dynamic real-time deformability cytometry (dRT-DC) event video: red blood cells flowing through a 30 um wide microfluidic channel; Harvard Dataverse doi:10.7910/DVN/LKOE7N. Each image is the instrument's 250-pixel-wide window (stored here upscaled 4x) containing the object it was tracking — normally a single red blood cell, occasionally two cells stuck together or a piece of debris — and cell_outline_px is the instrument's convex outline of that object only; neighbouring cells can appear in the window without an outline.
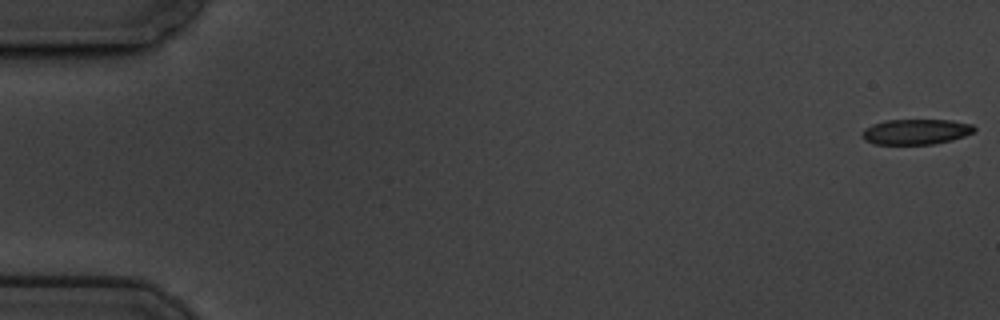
{"species": "common noctule bat (a hibernating species)", "species_latin": "Nyctalus noctula", "temperature_condition": "cold", "stored_images_in_passage": 60, "camera_frame_rate_fps": 3000, "um_per_image_px": 0.085, "animal": {"sex": "male", "body_mass_g": 19.5, "forearm_length_mm": 54.6}, "frame": {"image": 1, "passage_image": 1, "time_ms": 0.0, "image_size_px": [1000, 320], "cell_outline_px": [[976, 128], [972, 132], [964, 136], [952, 140], [932, 144], [872, 144], [864, 140], [860, 136], [860, 132], [864, 128], [872, 124], [884, 120], [948, 120], [972, 124]], "centroid_in_image_um": [77.78, 11.2], "position_along_channel_um": 7.2, "area_um2": 16.7}}
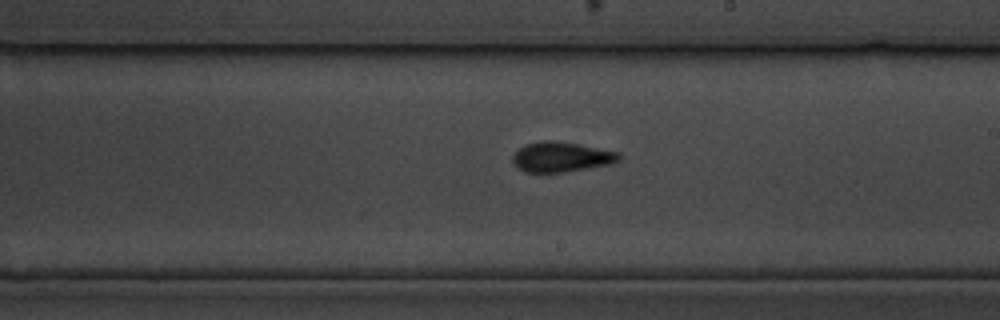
{"frame": {"image": 2, "passage_image": 35, "time_ms": 11.333, "image_size_px": [1000, 320], "cell_outline_px": [[620, 160], [612, 164], [564, 172], [524, 172], [512, 160], [512, 156], [524, 144], [540, 140], [552, 140], [576, 144], [620, 152]], "centroid_in_image_um": [47.72, 13.33], "position_along_channel_um": 241.3, "area_um2": 18.5}}
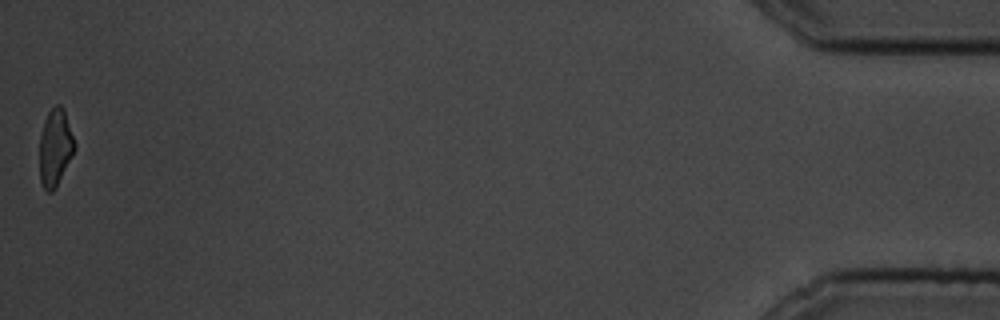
{"frame": {"image": 3, "passage_image": 60, "time_ms": 19.667, "image_size_px": [1000, 320], "cell_outline_px": [[76, 148], [56, 188], [52, 192], [48, 192], [44, 188], [40, 180], [40, 136], [44, 120], [48, 112], [56, 104], [60, 104], [64, 108], [76, 144]], "centroid_in_image_um": [4.71, 12.53], "position_along_channel_um": 430.5, "area_um2": 15.84}, "authors_computed_cell_mechanics": {"area_um2": 17.629, "velocity_mm_per_s": 3.3701, "shape_relaxation_time_tau1_ms": 3.6335, "shape_relaxation_time_tau2_ms": 1.5437, "deformation_change_tau1": 0.1245, "deformation_change_tau2": 0.0632}}